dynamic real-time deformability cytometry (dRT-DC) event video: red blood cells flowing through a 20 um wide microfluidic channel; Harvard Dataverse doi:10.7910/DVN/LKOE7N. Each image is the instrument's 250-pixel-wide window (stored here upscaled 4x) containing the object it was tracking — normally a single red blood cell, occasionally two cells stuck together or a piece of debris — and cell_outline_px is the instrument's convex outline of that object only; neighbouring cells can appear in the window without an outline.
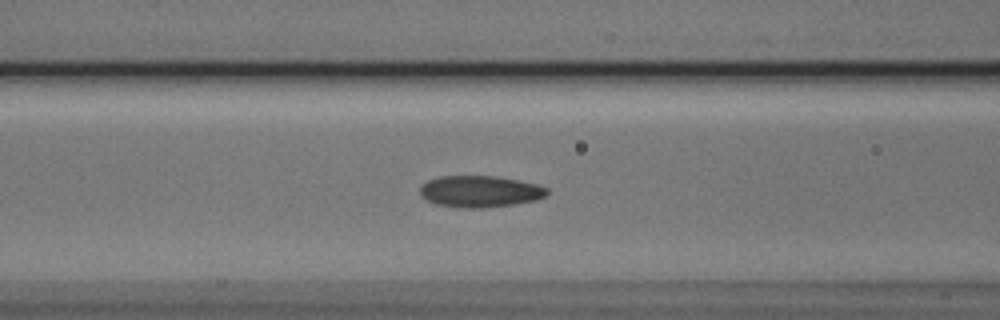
{"species": "Egyptian fruit bat (a non-hibernating species)", "species_latin": "Rousettus aegyptiacus", "temperature_condition": "cold", "stored_images_in_passage": 40, "camera_frame_rate_fps": 3000, "um_per_image_px": 0.085, "animal": {"sex": "male"}, "frame": {"image": 1, "passage_image": 8, "time_ms": 2.333, "image_size_px": [1000, 320], "cell_outline_px": [[548, 196], [536, 200], [512, 204], [484, 208], [460, 208], [436, 204], [420, 196], [420, 188], [428, 180], [440, 176], [496, 176], [536, 184], [548, 188]], "centroid_in_image_um": [40.8, 16.28], "position_along_channel_um": 125.8, "area_um2": 23.35}}
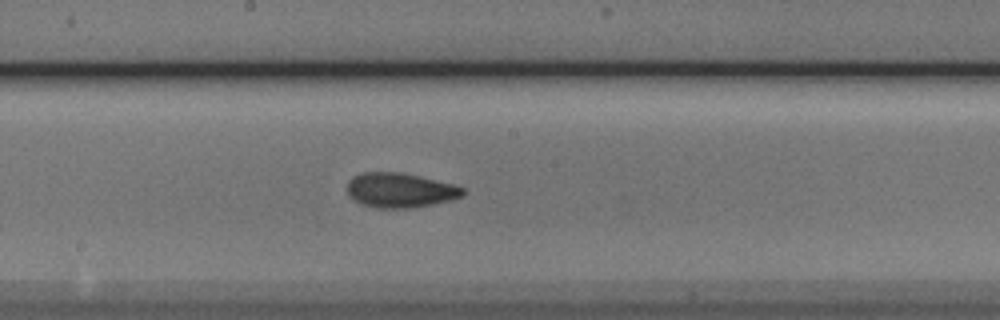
{"frame": {"image": 2, "passage_image": 15, "time_ms": 4.667, "image_size_px": [1000, 320], "cell_outline_px": [[464, 192], [460, 196], [448, 200], [432, 204], [412, 208], [376, 208], [360, 204], [348, 196], [348, 180], [352, 176], [364, 172], [400, 172], [452, 184], [464, 188]], "centroid_in_image_um": [33.93, 16.17], "position_along_channel_um": 214.3, "area_um2": 23.18}}
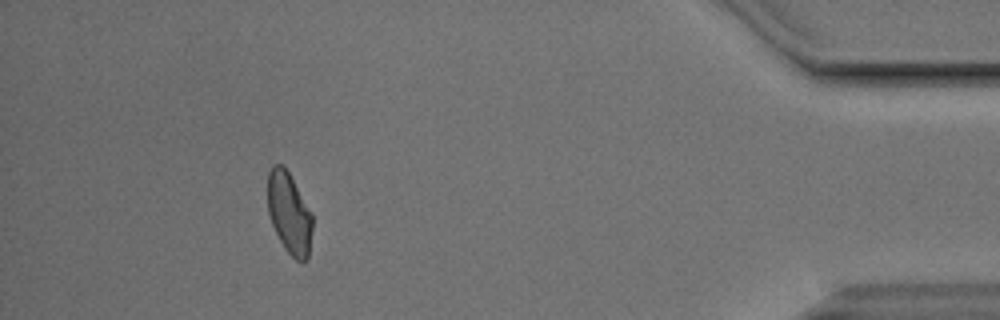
{"frame": {"image": 3, "passage_image": 35, "time_ms": 11.333, "image_size_px": [1000, 320], "cell_outline_px": [[312, 228], [308, 256], [304, 264], [300, 264], [284, 248], [272, 224], [268, 212], [268, 172], [272, 164], [280, 164], [288, 172], [312, 212]], "centroid_in_image_um": [24.59, 18.14], "position_along_channel_um": 410.6, "area_um2": 21.15}, "authors_computed_cell_mechanics": {"area_um2": 22.542, "velocity_mm_per_s": 3.7864, "shape_relaxation_time_tau1_ms": 4.1347, "shape_relaxation_time_tau2_ms": 2.2502, "deformation_change_tau1": 0.1009, "deformation_change_tau2": 0.0668}}